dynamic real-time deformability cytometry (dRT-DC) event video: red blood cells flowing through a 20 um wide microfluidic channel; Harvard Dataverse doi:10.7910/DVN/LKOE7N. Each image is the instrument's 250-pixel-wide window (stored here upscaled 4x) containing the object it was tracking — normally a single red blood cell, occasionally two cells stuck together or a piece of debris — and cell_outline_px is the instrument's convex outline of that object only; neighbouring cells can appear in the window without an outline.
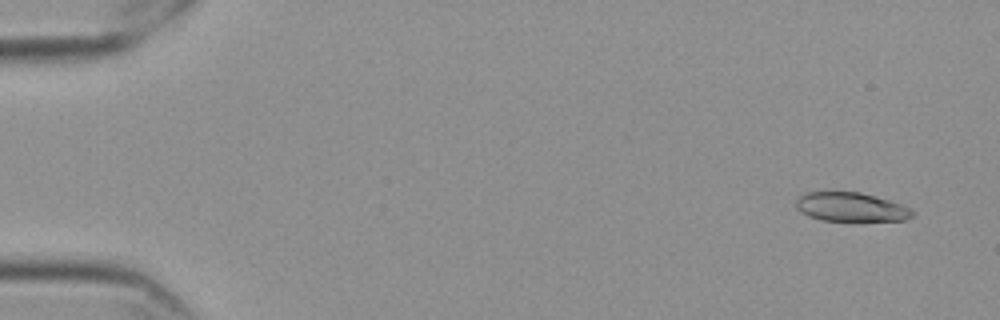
{"species": "Egyptian fruit bat (a non-hibernating species)", "species_latin": "Rousettus aegyptiacus", "temperature_condition": "cold", "stored_images_in_passage": 58, "camera_frame_rate_fps": 3000, "um_per_image_px": 0.085, "frame": {"image": 1, "passage_image": 4, "time_ms": 1.0, "image_size_px": [1000, 320], "cell_outline_px": [[912, 216], [904, 220], [852, 224], [820, 220], [808, 216], [796, 208], [796, 200], [804, 192], [860, 192], [888, 200], [912, 208]], "centroid_in_image_um": [72.33, 17.66], "position_along_channel_um": 12.7, "area_um2": 20.58}}
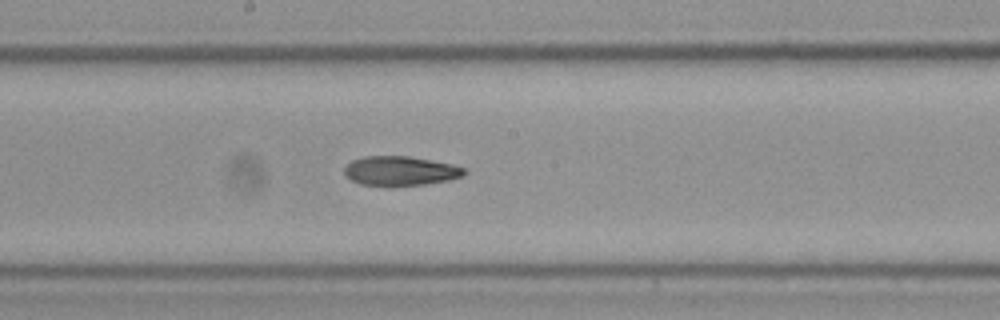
{"frame": {"image": 2, "passage_image": 32, "time_ms": 10.333, "image_size_px": [1000, 320], "cell_outline_px": [[468, 172], [464, 176], [448, 180], [428, 184], [392, 188], [388, 188], [360, 184], [344, 176], [344, 168], [352, 160], [364, 156], [408, 156], [432, 160], [452, 164], [464, 168]], "centroid_in_image_um": [34.02, 14.56], "position_along_channel_um": 214.2, "area_um2": 21.27}}
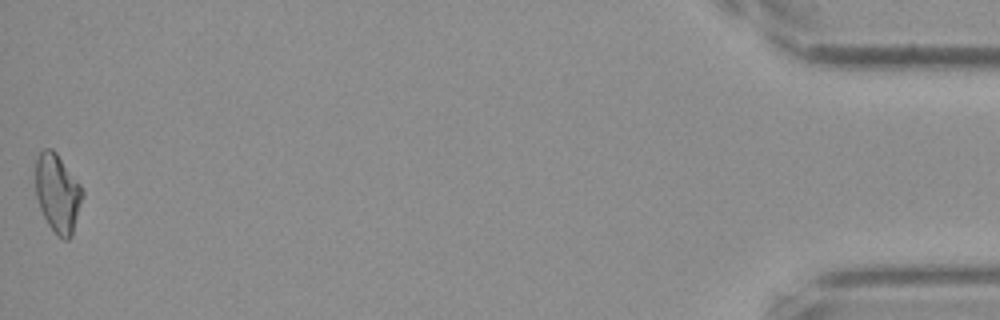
{"frame": {"image": 3, "passage_image": 58, "time_ms": 19.0, "image_size_px": [1000, 320], "cell_outline_px": [[84, 192], [72, 236], [68, 240], [64, 240], [56, 236], [48, 224], [40, 208], [36, 196], [36, 156], [44, 148], [52, 148], [56, 152], [80, 184]], "centroid_in_image_um": [4.9, 16.43], "position_along_channel_um": 430.3, "area_um2": 21.5}, "authors_computed_cell_mechanics": {"area_um2": 21.0392, "velocity_mm_per_s": 3.5527, "shape_relaxation_time_tau1_ms": null, "shape_relaxation_time_tau2_ms": 6.0975, "deformation_change_tau1": null, "deformation_change_tau2": 0.1333}}